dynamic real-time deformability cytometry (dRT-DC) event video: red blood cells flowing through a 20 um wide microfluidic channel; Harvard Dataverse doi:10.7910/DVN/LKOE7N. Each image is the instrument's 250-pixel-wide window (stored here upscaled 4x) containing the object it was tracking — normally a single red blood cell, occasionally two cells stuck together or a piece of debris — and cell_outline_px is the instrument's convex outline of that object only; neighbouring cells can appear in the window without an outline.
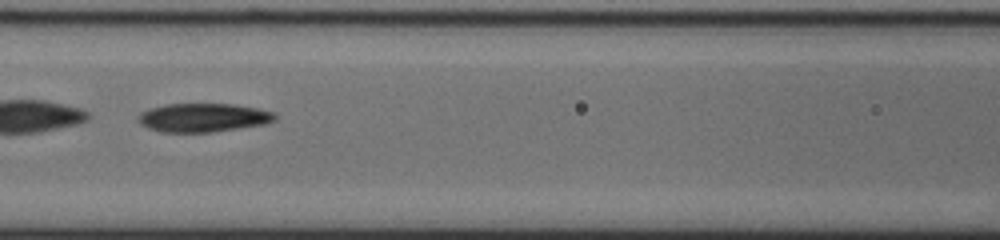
{"species": "common noctule bat (a hibernating species)", "species_latin": "Nyctalus noctula", "temperature_condition": "cold", "stored_images_in_passage": 45, "camera_frame_rate_fps": 3000, "um_per_image_px": 0.085, "animal": {"sex": "male", "body_mass_g": 20.0, "forearm_length_mm": 53.3}, "frame": {"image": 1, "passage_image": 14, "time_ms": 4.333, "image_size_px": [1000, 240], "cell_outline_px": [[276, 120], [264, 124], [212, 132], [160, 132], [148, 128], [140, 124], [136, 120], [136, 116], [140, 112], [164, 104], [232, 104], [256, 108], [272, 112], [276, 116]], "centroid_in_image_um": [17.21, 10.0], "position_along_channel_um": 149.4, "area_um2": 22.83}}
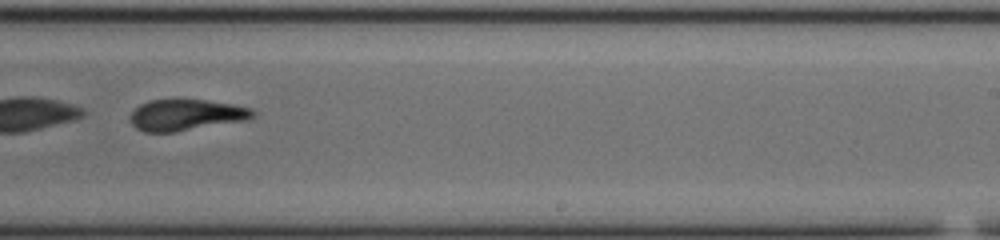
{"frame": {"image": 2, "passage_image": 24, "time_ms": 7.667, "image_size_px": [1000, 240], "cell_outline_px": [[256, 116], [248, 120], [176, 132], [144, 132], [136, 128], [128, 120], [132, 112], [140, 104], [148, 100], [204, 100], [232, 104], [252, 108], [256, 112]], "centroid_in_image_um": [15.83, 9.78], "position_along_channel_um": 273.2, "area_um2": 22.48}, "authors_computed_cell_mechanics": {"area_um2": 23.7558, "velocity_mm_per_s": 3.7356, "shape_relaxation_time_tau1_ms": null, "shape_relaxation_time_tau2_ms": 4.32, "deformation_change_tau1": null, "deformation_change_tau2": 0.1378}}